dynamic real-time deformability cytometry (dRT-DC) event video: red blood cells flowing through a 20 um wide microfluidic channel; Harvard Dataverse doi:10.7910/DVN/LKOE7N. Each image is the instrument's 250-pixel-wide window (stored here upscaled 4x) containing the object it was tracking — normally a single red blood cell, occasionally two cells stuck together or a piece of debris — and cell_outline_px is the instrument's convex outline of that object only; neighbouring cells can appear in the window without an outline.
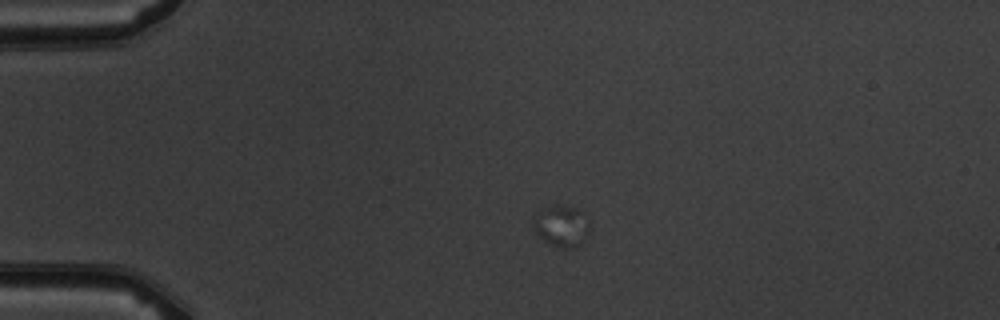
{"species": "common noctule bat (a hibernating species)", "species_latin": "Nyctalus noctula", "temperature_condition": "warm", "stored_images_in_passage": 6, "camera_frame_rate_fps": 3000, "um_per_image_px": 0.085, "animal": {"sex": "male", "body_mass_g": 19.5, "forearm_length_mm": 54.6}, "frame": {"image": 1, "passage_image": 2, "time_ms": 1.333, "image_size_px": [1000, 320], "cell_outline_px": [[588, 232], [584, 240], [576, 248], [564, 248], [552, 244], [544, 240], [536, 232], [532, 224], [532, 216], [536, 212], [560, 204], [576, 208], [584, 212], [588, 220]], "centroid_in_image_um": [47.73, 19.19], "position_along_channel_um": 37.3, "area_um2": 13.53}}